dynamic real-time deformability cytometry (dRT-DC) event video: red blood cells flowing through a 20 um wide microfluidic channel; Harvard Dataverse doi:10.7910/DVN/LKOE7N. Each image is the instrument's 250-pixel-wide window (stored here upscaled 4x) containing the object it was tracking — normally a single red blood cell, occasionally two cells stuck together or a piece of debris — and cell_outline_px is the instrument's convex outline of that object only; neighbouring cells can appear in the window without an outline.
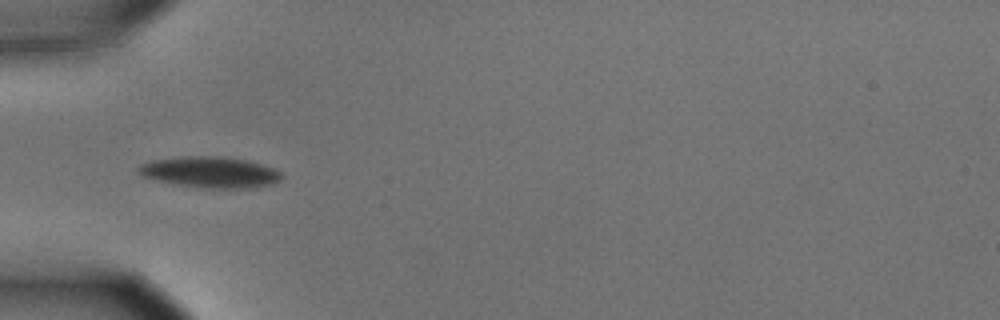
{"species": "common noctule bat (a hibernating species)", "species_latin": "Nyctalus noctula", "temperature_condition": "cold", "stored_images_in_passage": 9, "camera_frame_rate_fps": 3000, "um_per_image_px": 0.085, "animal": {"sex": "male", "body_mass_g": 15.6}, "frame": {"image": 1, "passage_image": 5, "time_ms": 1.333, "image_size_px": [1000, 320], "cell_outline_px": [[284, 176], [280, 180], [272, 184], [252, 188], [204, 188], [176, 184], [156, 180], [140, 176], [136, 168], [140, 164], [152, 160], [184, 156], [220, 156], [248, 160], [264, 164], [276, 168]], "centroid_in_image_um": [17.88, 14.63], "position_along_channel_um": 67.1, "area_um2": 26.24}}
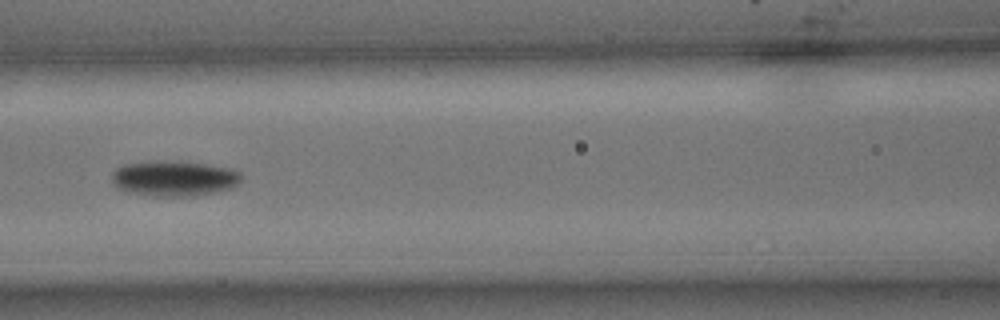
{"frame": {"image": 2, "passage_image": 7, "time_ms": 2.0, "image_size_px": [1000, 320], "cell_outline_px": [[244, 176], [240, 184], [232, 188], [216, 192], [196, 196], [152, 196], [128, 192], [112, 184], [112, 172], [116, 168], [124, 164], [148, 160], [168, 160], [204, 164], [232, 168], [240, 172]], "centroid_in_image_um": [14.83, 15.15], "position_along_channel_um": 151.8, "area_um2": 27.34}}
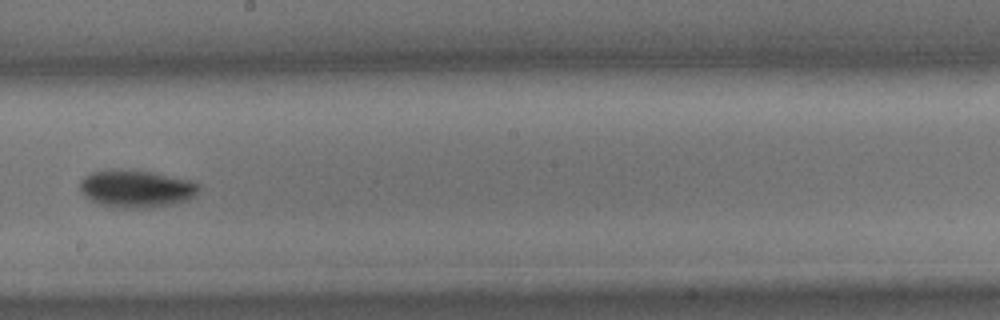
{"frame": {"image": 3, "passage_image": 9, "time_ms": 2.667, "image_size_px": [1000, 320], "cell_outline_px": [[200, 188], [188, 200], [172, 204], [152, 208], [116, 208], [100, 204], [84, 196], [80, 192], [80, 180], [84, 176], [92, 172], [112, 168], [116, 168], [152, 172], [188, 180], [200, 184]], "centroid_in_image_um": [11.53, 16.04], "position_along_channel_um": 236.7, "area_um2": 26.18}}